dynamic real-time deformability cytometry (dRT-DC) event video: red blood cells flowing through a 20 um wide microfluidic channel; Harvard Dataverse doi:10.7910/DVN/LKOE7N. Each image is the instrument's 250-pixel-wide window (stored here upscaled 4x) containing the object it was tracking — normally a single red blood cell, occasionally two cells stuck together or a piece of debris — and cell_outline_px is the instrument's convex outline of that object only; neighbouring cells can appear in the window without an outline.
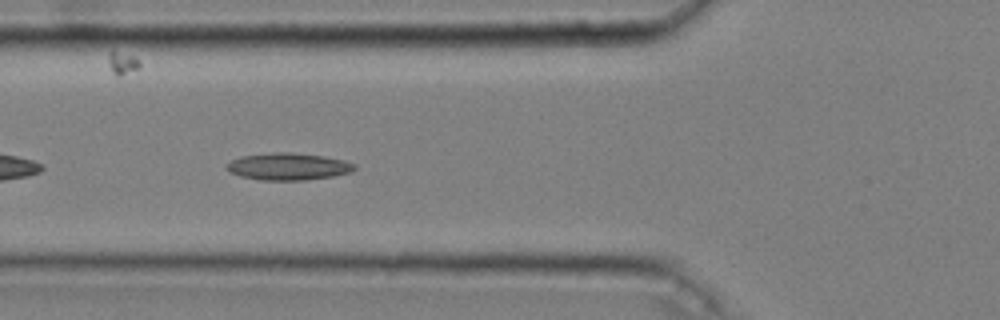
{"species": "common noctule bat (a hibernating species)", "species_latin": "Nyctalus noctula", "temperature_condition": "cold", "stored_images_in_passage": 39, "camera_frame_rate_fps": 3000, "um_per_image_px": 0.085, "animal": {"sex": "male", "body_mass_g": 20.4}, "frame": {"image": 1, "passage_image": 6, "time_ms": 1.667, "image_size_px": [1000, 320], "cell_outline_px": [[356, 168], [348, 172], [332, 176], [304, 180], [260, 180], [240, 176], [232, 172], [224, 164], [240, 156], [276, 152], [292, 152], [324, 156], [344, 160], [356, 164]], "centroid_in_image_um": [24.49, 14.14], "position_along_channel_um": 101.3, "area_um2": 20.06}}
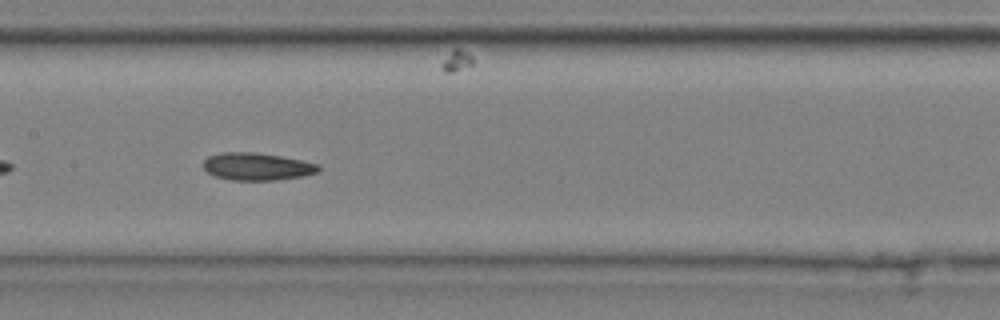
{"frame": {"image": 2, "passage_image": 13, "time_ms": 4.0, "image_size_px": [1000, 320], "cell_outline_px": [[320, 168], [316, 172], [300, 176], [276, 180], [232, 180], [216, 176], [208, 172], [204, 168], [204, 160], [208, 156], [220, 152], [252, 152], [280, 156], [320, 164]], "centroid_in_image_um": [21.82, 14.15], "position_along_channel_um": 185.6, "area_um2": 18.21}}
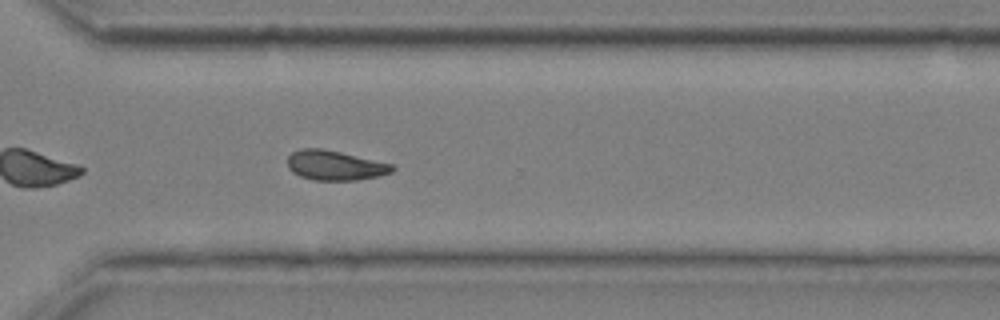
{"frame": {"image": 3, "passage_image": 26, "time_ms": 8.333, "image_size_px": [1000, 320], "cell_outline_px": [[396, 168], [392, 172], [376, 176], [356, 180], [312, 180], [300, 176], [292, 172], [288, 168], [288, 156], [292, 152], [300, 148], [320, 148], [340, 152], [392, 164]], "centroid_in_image_um": [28.44, 14.05], "position_along_channel_um": 342.2, "area_um2": 18.03}, "authors_computed_cell_mechanics": {"area_um2": 18.1492, "velocity_mm_per_s": 3.6086, "shape_relaxation_time_tau1_ms": null, "shape_relaxation_time_tau2_ms": 5.7518, "deformation_change_tau1": null, "deformation_change_tau2": 0.1157}}